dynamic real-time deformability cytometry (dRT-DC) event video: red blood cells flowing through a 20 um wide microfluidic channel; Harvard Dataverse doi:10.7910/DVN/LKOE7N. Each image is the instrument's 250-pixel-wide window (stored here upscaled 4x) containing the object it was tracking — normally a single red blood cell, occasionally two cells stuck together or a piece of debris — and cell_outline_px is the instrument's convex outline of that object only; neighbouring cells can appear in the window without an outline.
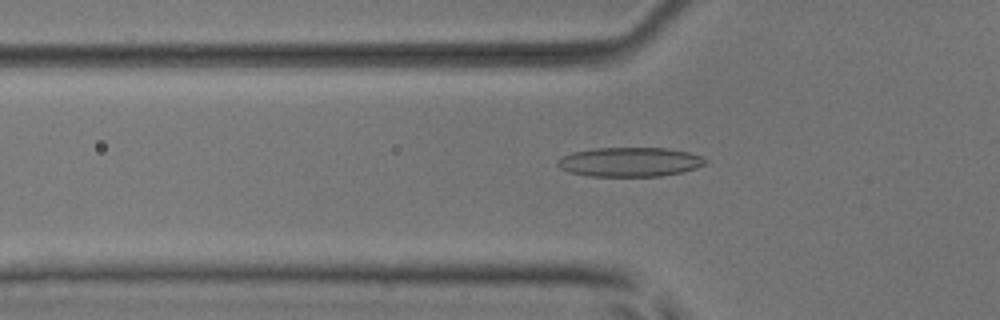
{"species": "common noctule bat (a hibernating species)", "species_latin": "Nyctalus noctula", "temperature_condition": "room temperature", "stored_images_in_passage": 53, "camera_frame_rate_fps": 3000, "um_per_image_px": 0.085, "animal": {"sex": "male", "body_mass_g": 17.9, "forearm_length_mm": 54.2}, "frame": {"image": 1, "passage_image": 18, "time_ms": 5.667, "image_size_px": [1000, 320], "cell_outline_px": [[708, 160], [704, 164], [696, 168], [680, 172], [660, 176], [588, 176], [568, 172], [560, 168], [556, 164], [556, 160], [572, 152], [592, 148], [668, 148], [688, 152], [700, 156]], "centroid_in_image_um": [53.49, 13.76], "position_along_channel_um": 72.3, "area_um2": 25.26}}
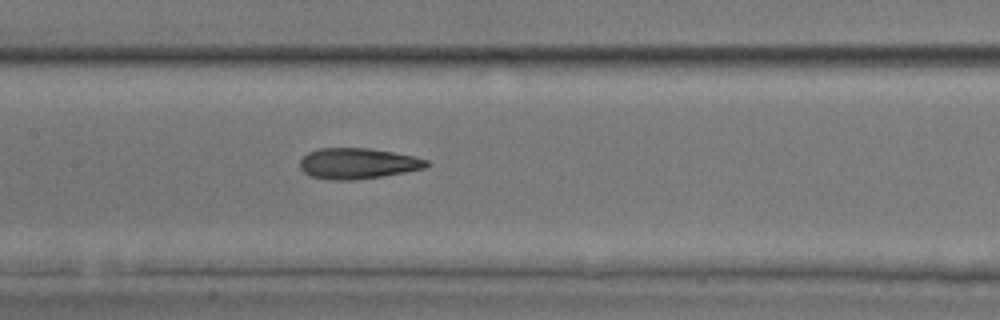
{"frame": {"image": 2, "passage_image": 26, "time_ms": 8.333, "image_size_px": [1000, 320], "cell_outline_px": [[432, 164], [424, 168], [404, 172], [380, 176], [352, 180], [328, 180], [308, 176], [300, 168], [300, 160], [308, 152], [316, 148], [368, 148], [416, 156], [428, 160]], "centroid_in_image_um": [30.39, 13.89], "position_along_channel_um": 177.0, "area_um2": 22.83}}
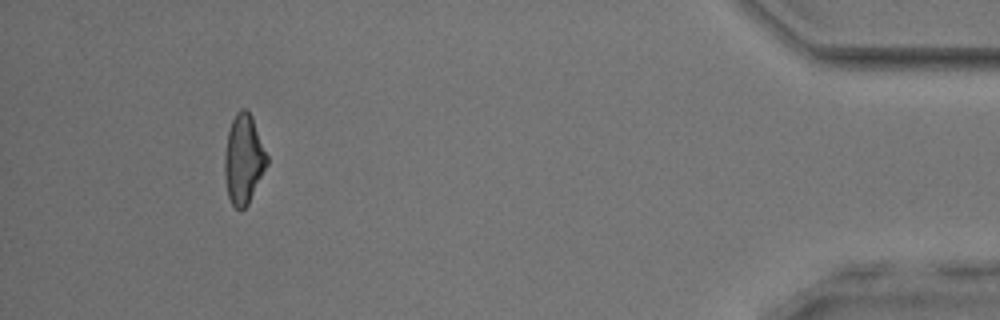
{"frame": {"image": 3, "passage_image": 49, "time_ms": 16.0, "image_size_px": [1000, 320], "cell_outline_px": [[268, 164], [248, 204], [240, 212], [232, 204], [228, 196], [224, 176], [224, 152], [228, 132], [232, 120], [236, 112], [240, 108], [244, 108], [252, 116], [268, 156]], "centroid_in_image_um": [20.7, 13.54], "position_along_channel_um": 414.5, "area_um2": 22.2}, "authors_computed_cell_mechanics": {"area_um2": 22.8888, "velocity_mm_per_s": 3.921, "shape_relaxation_time_tau1_ms": 7.6766, "shape_relaxation_time_tau2_ms": 1.9416, "deformation_change_tau1": 0.207, "deformation_change_tau2": 0.1034}}